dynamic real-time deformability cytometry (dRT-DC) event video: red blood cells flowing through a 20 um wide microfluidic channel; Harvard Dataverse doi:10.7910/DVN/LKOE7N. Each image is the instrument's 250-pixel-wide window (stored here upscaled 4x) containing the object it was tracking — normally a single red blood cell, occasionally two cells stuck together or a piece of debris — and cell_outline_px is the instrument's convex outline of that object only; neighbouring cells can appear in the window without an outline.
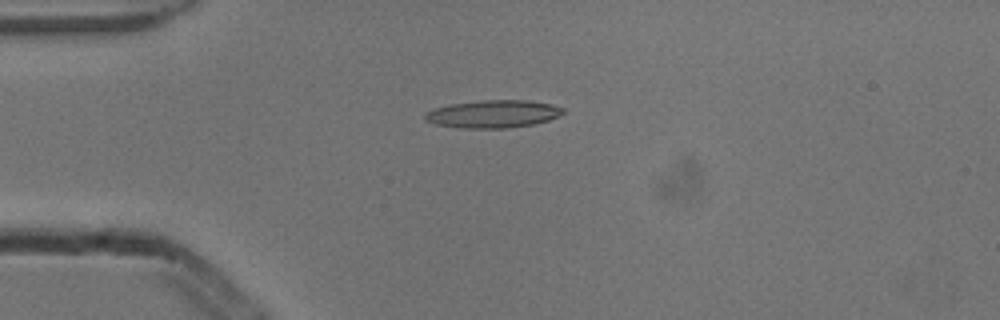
{"species": "common noctule bat (a hibernating species)", "species_latin": "Nyctalus noctula", "temperature_condition": "cold", "stored_images_in_passage": 4, "camera_frame_rate_fps": 3000, "um_per_image_px": 0.085, "animal": {"sex": "male", "body_mass_g": 13.3}, "frame": {"image": 1, "passage_image": 3, "time_ms": 0.667, "image_size_px": [1000, 320], "cell_outline_px": [[564, 112], [548, 120], [532, 124], [508, 128], [460, 128], [436, 124], [424, 120], [424, 112], [436, 108], [452, 104], [480, 100], [528, 100], [552, 104], [564, 108]], "centroid_in_image_um": [41.89, 9.68], "position_along_channel_um": 43.1, "area_um2": 22.2}}